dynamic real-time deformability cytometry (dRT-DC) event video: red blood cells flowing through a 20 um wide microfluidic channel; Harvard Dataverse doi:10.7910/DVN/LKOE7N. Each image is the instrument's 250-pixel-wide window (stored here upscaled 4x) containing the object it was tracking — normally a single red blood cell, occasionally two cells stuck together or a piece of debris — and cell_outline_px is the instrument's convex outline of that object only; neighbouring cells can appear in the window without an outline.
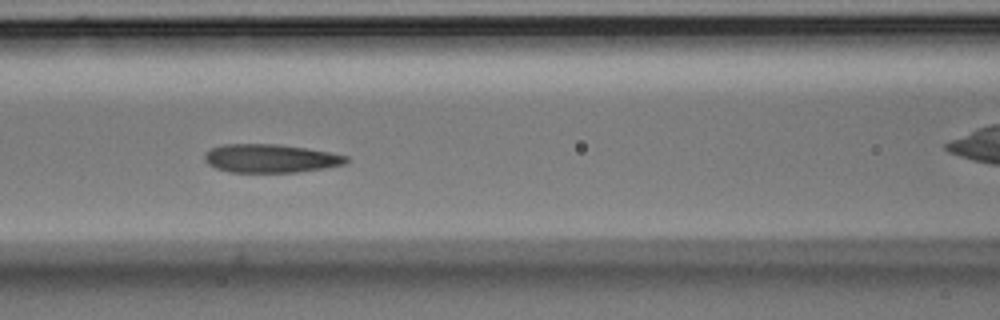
{"species": "Egyptian fruit bat (a non-hibernating species)", "species_latin": "Rousettus aegyptiacus", "temperature_condition": "room temperature", "stored_images_in_passage": 8, "camera_frame_rate_fps": 3000, "um_per_image_px": 0.085, "animal": {"sex": "male"}, "frame": {"image": 1, "passage_image": 5, "time_ms": 1.333, "image_size_px": [1000, 320], "cell_outline_px": [[348, 160], [344, 164], [324, 168], [296, 172], [228, 172], [216, 168], [208, 164], [204, 160], [204, 152], [220, 144], [276, 144], [304, 148], [328, 152], [348, 156]], "centroid_in_image_um": [22.93, 13.46], "position_along_channel_um": 143.7, "area_um2": 23.41}}
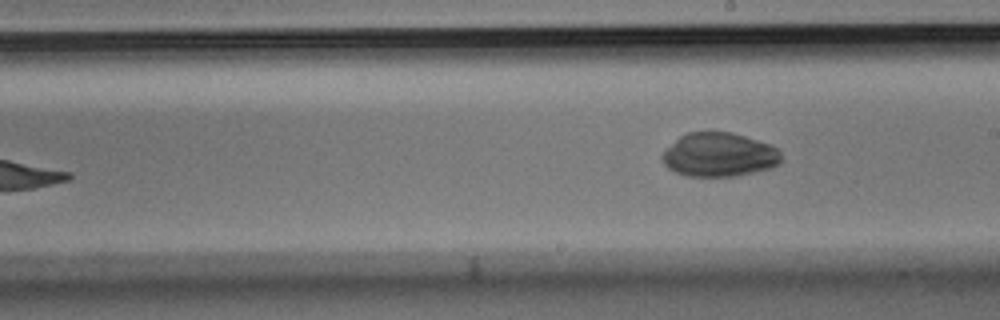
{"frame": {"image": 2, "passage_image": 8, "time_ms": 2.333, "image_size_px": [1000, 320], "cell_outline_px": [[784, 160], [780, 164], [768, 168], [736, 176], [688, 176], [676, 172], [668, 168], [664, 164], [660, 156], [680, 136], [688, 132], [708, 128], [712, 128], [732, 132], [768, 144], [776, 148], [780, 152]], "centroid_in_image_um": [61.12, 13.11], "position_along_channel_um": 227.9, "area_um2": 30.92}}